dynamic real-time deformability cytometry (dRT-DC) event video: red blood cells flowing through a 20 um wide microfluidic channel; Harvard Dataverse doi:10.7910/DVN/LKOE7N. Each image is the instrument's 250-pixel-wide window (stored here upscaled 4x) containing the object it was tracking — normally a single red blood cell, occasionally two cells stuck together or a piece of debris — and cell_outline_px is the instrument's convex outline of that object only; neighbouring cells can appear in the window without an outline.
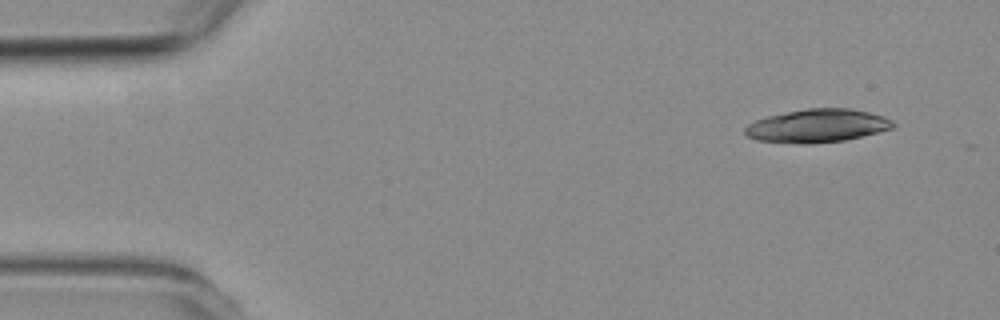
{"species": "common noctule bat (a hibernating species)", "species_latin": "Nyctalus noctula", "temperature_condition": "room temperature", "stored_images_in_passage": 4, "camera_frame_rate_fps": 3000, "um_per_image_px": 0.085, "animal": {"sex": "female", "body_mass_g": 19.3, "forearm_length_mm": 54.1}, "frame": {"image": 1, "passage_image": 1, "time_ms": 0.0, "image_size_px": [1000, 320], "cell_outline_px": [[896, 124], [892, 128], [844, 140], [812, 144], [804, 144], [756, 140], [748, 136], [744, 132], [744, 128], [748, 124], [756, 120], [768, 116], [808, 108], [848, 108], [868, 112], [884, 116], [892, 120]], "centroid_in_image_um": [69.46, 10.69], "position_along_channel_um": 15.5, "area_um2": 28.44}}